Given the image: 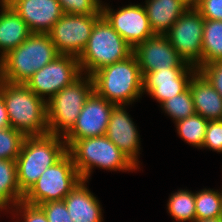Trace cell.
<instances>
[{"label": "cell", "instance_id": "1", "mask_svg": "<svg viewBox=\"0 0 222 222\" xmlns=\"http://www.w3.org/2000/svg\"><path fill=\"white\" fill-rule=\"evenodd\" d=\"M58 55L48 33H32L0 59V80L25 84L35 72Z\"/></svg>", "mask_w": 222, "mask_h": 222}, {"label": "cell", "instance_id": "2", "mask_svg": "<svg viewBox=\"0 0 222 222\" xmlns=\"http://www.w3.org/2000/svg\"><path fill=\"white\" fill-rule=\"evenodd\" d=\"M91 77L93 91L114 105L128 106L143 94V75L134 54L99 69Z\"/></svg>", "mask_w": 222, "mask_h": 222}, {"label": "cell", "instance_id": "3", "mask_svg": "<svg viewBox=\"0 0 222 222\" xmlns=\"http://www.w3.org/2000/svg\"><path fill=\"white\" fill-rule=\"evenodd\" d=\"M1 95L12 128L25 136L49 134L46 100L37 96L25 84L1 80Z\"/></svg>", "mask_w": 222, "mask_h": 222}, {"label": "cell", "instance_id": "4", "mask_svg": "<svg viewBox=\"0 0 222 222\" xmlns=\"http://www.w3.org/2000/svg\"><path fill=\"white\" fill-rule=\"evenodd\" d=\"M66 153L67 145L62 136H26L15 161L20 191L25 195L41 174Z\"/></svg>", "mask_w": 222, "mask_h": 222}, {"label": "cell", "instance_id": "5", "mask_svg": "<svg viewBox=\"0 0 222 222\" xmlns=\"http://www.w3.org/2000/svg\"><path fill=\"white\" fill-rule=\"evenodd\" d=\"M67 152L82 180H89L94 167L122 172L139 169L106 135L76 140Z\"/></svg>", "mask_w": 222, "mask_h": 222}, {"label": "cell", "instance_id": "6", "mask_svg": "<svg viewBox=\"0 0 222 222\" xmlns=\"http://www.w3.org/2000/svg\"><path fill=\"white\" fill-rule=\"evenodd\" d=\"M132 54L133 48L101 16L95 22L86 48L78 61L81 73L91 76L99 69L123 61Z\"/></svg>", "mask_w": 222, "mask_h": 222}, {"label": "cell", "instance_id": "7", "mask_svg": "<svg viewBox=\"0 0 222 222\" xmlns=\"http://www.w3.org/2000/svg\"><path fill=\"white\" fill-rule=\"evenodd\" d=\"M93 92V80L83 74L46 101L49 134L64 137L75 125L86 99Z\"/></svg>", "mask_w": 222, "mask_h": 222}, {"label": "cell", "instance_id": "8", "mask_svg": "<svg viewBox=\"0 0 222 222\" xmlns=\"http://www.w3.org/2000/svg\"><path fill=\"white\" fill-rule=\"evenodd\" d=\"M81 180L72 157L67 152L41 174L37 182L24 195L23 201L38 206L49 201L63 200Z\"/></svg>", "mask_w": 222, "mask_h": 222}, {"label": "cell", "instance_id": "9", "mask_svg": "<svg viewBox=\"0 0 222 222\" xmlns=\"http://www.w3.org/2000/svg\"><path fill=\"white\" fill-rule=\"evenodd\" d=\"M204 18L189 7L165 34L180 57L197 69L202 66Z\"/></svg>", "mask_w": 222, "mask_h": 222}, {"label": "cell", "instance_id": "10", "mask_svg": "<svg viewBox=\"0 0 222 222\" xmlns=\"http://www.w3.org/2000/svg\"><path fill=\"white\" fill-rule=\"evenodd\" d=\"M82 75L77 57L59 54L25 83L37 96L49 100ZM45 96H48V98Z\"/></svg>", "mask_w": 222, "mask_h": 222}, {"label": "cell", "instance_id": "11", "mask_svg": "<svg viewBox=\"0 0 222 222\" xmlns=\"http://www.w3.org/2000/svg\"><path fill=\"white\" fill-rule=\"evenodd\" d=\"M101 16L64 13L48 32L57 52L79 58L86 48L95 22Z\"/></svg>", "mask_w": 222, "mask_h": 222}, {"label": "cell", "instance_id": "12", "mask_svg": "<svg viewBox=\"0 0 222 222\" xmlns=\"http://www.w3.org/2000/svg\"><path fill=\"white\" fill-rule=\"evenodd\" d=\"M102 16L112 28L134 49L138 44L155 35L144 6L130 4L117 11L107 4L101 7Z\"/></svg>", "mask_w": 222, "mask_h": 222}, {"label": "cell", "instance_id": "13", "mask_svg": "<svg viewBox=\"0 0 222 222\" xmlns=\"http://www.w3.org/2000/svg\"><path fill=\"white\" fill-rule=\"evenodd\" d=\"M113 107L114 104L93 91L86 99L75 125L63 137L67 148L76 140L105 135Z\"/></svg>", "mask_w": 222, "mask_h": 222}, {"label": "cell", "instance_id": "14", "mask_svg": "<svg viewBox=\"0 0 222 222\" xmlns=\"http://www.w3.org/2000/svg\"><path fill=\"white\" fill-rule=\"evenodd\" d=\"M142 75L172 67H194L185 62L166 35L155 34L133 49Z\"/></svg>", "mask_w": 222, "mask_h": 222}, {"label": "cell", "instance_id": "15", "mask_svg": "<svg viewBox=\"0 0 222 222\" xmlns=\"http://www.w3.org/2000/svg\"><path fill=\"white\" fill-rule=\"evenodd\" d=\"M196 67H172L146 72L143 75V93L146 92L161 105L189 87Z\"/></svg>", "mask_w": 222, "mask_h": 222}, {"label": "cell", "instance_id": "16", "mask_svg": "<svg viewBox=\"0 0 222 222\" xmlns=\"http://www.w3.org/2000/svg\"><path fill=\"white\" fill-rule=\"evenodd\" d=\"M125 106L114 105L105 135L140 169V135Z\"/></svg>", "mask_w": 222, "mask_h": 222}, {"label": "cell", "instance_id": "17", "mask_svg": "<svg viewBox=\"0 0 222 222\" xmlns=\"http://www.w3.org/2000/svg\"><path fill=\"white\" fill-rule=\"evenodd\" d=\"M12 8L32 33H48L64 14L58 0H19Z\"/></svg>", "mask_w": 222, "mask_h": 222}, {"label": "cell", "instance_id": "18", "mask_svg": "<svg viewBox=\"0 0 222 222\" xmlns=\"http://www.w3.org/2000/svg\"><path fill=\"white\" fill-rule=\"evenodd\" d=\"M81 180L63 199L73 222H102V208L97 197L91 193Z\"/></svg>", "mask_w": 222, "mask_h": 222}, {"label": "cell", "instance_id": "19", "mask_svg": "<svg viewBox=\"0 0 222 222\" xmlns=\"http://www.w3.org/2000/svg\"><path fill=\"white\" fill-rule=\"evenodd\" d=\"M195 112L208 121L222 119V96L197 71L189 82Z\"/></svg>", "mask_w": 222, "mask_h": 222}, {"label": "cell", "instance_id": "20", "mask_svg": "<svg viewBox=\"0 0 222 222\" xmlns=\"http://www.w3.org/2000/svg\"><path fill=\"white\" fill-rule=\"evenodd\" d=\"M144 8L153 33L165 35L189 6L182 0H146Z\"/></svg>", "mask_w": 222, "mask_h": 222}, {"label": "cell", "instance_id": "21", "mask_svg": "<svg viewBox=\"0 0 222 222\" xmlns=\"http://www.w3.org/2000/svg\"><path fill=\"white\" fill-rule=\"evenodd\" d=\"M1 6L0 12V59L18 47L31 34L26 22L12 7ZM2 50V51H1Z\"/></svg>", "mask_w": 222, "mask_h": 222}, {"label": "cell", "instance_id": "22", "mask_svg": "<svg viewBox=\"0 0 222 222\" xmlns=\"http://www.w3.org/2000/svg\"><path fill=\"white\" fill-rule=\"evenodd\" d=\"M23 198L18 186L16 162L0 159V211L14 207Z\"/></svg>", "mask_w": 222, "mask_h": 222}, {"label": "cell", "instance_id": "23", "mask_svg": "<svg viewBox=\"0 0 222 222\" xmlns=\"http://www.w3.org/2000/svg\"><path fill=\"white\" fill-rule=\"evenodd\" d=\"M202 66L222 61V21L204 19Z\"/></svg>", "mask_w": 222, "mask_h": 222}, {"label": "cell", "instance_id": "24", "mask_svg": "<svg viewBox=\"0 0 222 222\" xmlns=\"http://www.w3.org/2000/svg\"><path fill=\"white\" fill-rule=\"evenodd\" d=\"M167 210L177 222H194L196 219L195 193L181 189L171 194Z\"/></svg>", "mask_w": 222, "mask_h": 222}, {"label": "cell", "instance_id": "25", "mask_svg": "<svg viewBox=\"0 0 222 222\" xmlns=\"http://www.w3.org/2000/svg\"><path fill=\"white\" fill-rule=\"evenodd\" d=\"M178 135L194 147L203 148L208 120L197 113L175 122Z\"/></svg>", "mask_w": 222, "mask_h": 222}, {"label": "cell", "instance_id": "26", "mask_svg": "<svg viewBox=\"0 0 222 222\" xmlns=\"http://www.w3.org/2000/svg\"><path fill=\"white\" fill-rule=\"evenodd\" d=\"M222 190L202 189L195 193L196 219L216 218L220 216Z\"/></svg>", "mask_w": 222, "mask_h": 222}, {"label": "cell", "instance_id": "27", "mask_svg": "<svg viewBox=\"0 0 222 222\" xmlns=\"http://www.w3.org/2000/svg\"><path fill=\"white\" fill-rule=\"evenodd\" d=\"M160 107L174 120V123L196 113L189 87L184 92L164 101Z\"/></svg>", "mask_w": 222, "mask_h": 222}, {"label": "cell", "instance_id": "28", "mask_svg": "<svg viewBox=\"0 0 222 222\" xmlns=\"http://www.w3.org/2000/svg\"><path fill=\"white\" fill-rule=\"evenodd\" d=\"M25 137L12 127L0 129V159L16 161Z\"/></svg>", "mask_w": 222, "mask_h": 222}, {"label": "cell", "instance_id": "29", "mask_svg": "<svg viewBox=\"0 0 222 222\" xmlns=\"http://www.w3.org/2000/svg\"><path fill=\"white\" fill-rule=\"evenodd\" d=\"M64 13L72 15H102L95 0H58Z\"/></svg>", "mask_w": 222, "mask_h": 222}, {"label": "cell", "instance_id": "30", "mask_svg": "<svg viewBox=\"0 0 222 222\" xmlns=\"http://www.w3.org/2000/svg\"><path fill=\"white\" fill-rule=\"evenodd\" d=\"M38 206L45 213L48 222H73L64 200L49 201Z\"/></svg>", "mask_w": 222, "mask_h": 222}, {"label": "cell", "instance_id": "31", "mask_svg": "<svg viewBox=\"0 0 222 222\" xmlns=\"http://www.w3.org/2000/svg\"><path fill=\"white\" fill-rule=\"evenodd\" d=\"M203 147L222 153V120L208 121Z\"/></svg>", "mask_w": 222, "mask_h": 222}, {"label": "cell", "instance_id": "32", "mask_svg": "<svg viewBox=\"0 0 222 222\" xmlns=\"http://www.w3.org/2000/svg\"><path fill=\"white\" fill-rule=\"evenodd\" d=\"M198 71L222 96V61H215L204 66H200Z\"/></svg>", "mask_w": 222, "mask_h": 222}, {"label": "cell", "instance_id": "33", "mask_svg": "<svg viewBox=\"0 0 222 222\" xmlns=\"http://www.w3.org/2000/svg\"><path fill=\"white\" fill-rule=\"evenodd\" d=\"M14 207L12 212H16V216L20 215L24 220L23 222H48L45 213L39 206L30 205L21 201Z\"/></svg>", "mask_w": 222, "mask_h": 222}, {"label": "cell", "instance_id": "34", "mask_svg": "<svg viewBox=\"0 0 222 222\" xmlns=\"http://www.w3.org/2000/svg\"><path fill=\"white\" fill-rule=\"evenodd\" d=\"M194 8L204 19L222 21V0H199Z\"/></svg>", "mask_w": 222, "mask_h": 222}, {"label": "cell", "instance_id": "35", "mask_svg": "<svg viewBox=\"0 0 222 222\" xmlns=\"http://www.w3.org/2000/svg\"><path fill=\"white\" fill-rule=\"evenodd\" d=\"M11 127L5 103L1 95V80H0V129Z\"/></svg>", "mask_w": 222, "mask_h": 222}, {"label": "cell", "instance_id": "36", "mask_svg": "<svg viewBox=\"0 0 222 222\" xmlns=\"http://www.w3.org/2000/svg\"><path fill=\"white\" fill-rule=\"evenodd\" d=\"M194 222H222V219L219 216V217H216V218L195 219Z\"/></svg>", "mask_w": 222, "mask_h": 222}, {"label": "cell", "instance_id": "37", "mask_svg": "<svg viewBox=\"0 0 222 222\" xmlns=\"http://www.w3.org/2000/svg\"><path fill=\"white\" fill-rule=\"evenodd\" d=\"M189 7H195L199 0H182Z\"/></svg>", "mask_w": 222, "mask_h": 222}, {"label": "cell", "instance_id": "38", "mask_svg": "<svg viewBox=\"0 0 222 222\" xmlns=\"http://www.w3.org/2000/svg\"><path fill=\"white\" fill-rule=\"evenodd\" d=\"M19 0H5L1 5L12 7Z\"/></svg>", "mask_w": 222, "mask_h": 222}, {"label": "cell", "instance_id": "39", "mask_svg": "<svg viewBox=\"0 0 222 222\" xmlns=\"http://www.w3.org/2000/svg\"><path fill=\"white\" fill-rule=\"evenodd\" d=\"M101 7L103 6V3H101L102 2V0L100 1V0H95Z\"/></svg>", "mask_w": 222, "mask_h": 222}, {"label": "cell", "instance_id": "40", "mask_svg": "<svg viewBox=\"0 0 222 222\" xmlns=\"http://www.w3.org/2000/svg\"><path fill=\"white\" fill-rule=\"evenodd\" d=\"M220 218L222 219V203H221V212H220Z\"/></svg>", "mask_w": 222, "mask_h": 222}]
</instances>
